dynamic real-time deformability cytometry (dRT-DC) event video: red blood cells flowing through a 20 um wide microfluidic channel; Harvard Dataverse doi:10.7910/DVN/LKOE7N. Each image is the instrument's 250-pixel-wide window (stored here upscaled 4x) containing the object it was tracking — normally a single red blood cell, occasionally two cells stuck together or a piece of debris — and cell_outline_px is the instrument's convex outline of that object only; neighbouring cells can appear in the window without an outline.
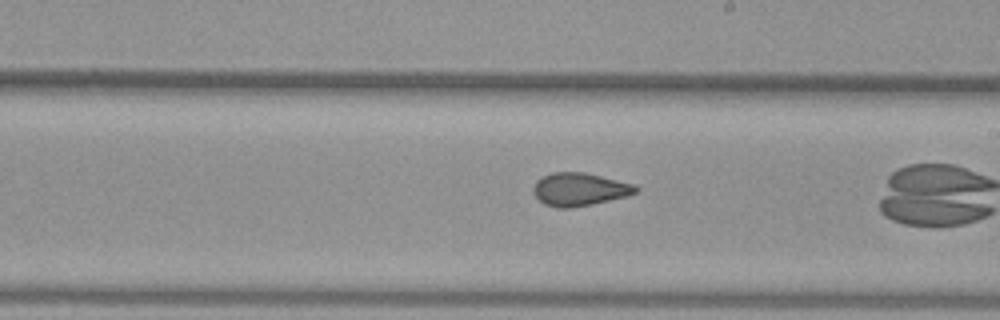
{"species": "common noctule bat (a hibernating species)", "species_latin": "Nyctalus noctula", "temperature_condition": "warm", "stored_images_in_passage": 31, "camera_frame_rate_fps": 3000, "um_per_image_px": 0.085, "animal": {"sex": "female", "body_mass_g": 29.2, "forearm_length_mm": 56.3}, "frame": {"image": 1, "passage_image": 22, "time_ms": 7.0, "image_size_px": [1000, 320], "cell_outline_px": [[640, 188], [636, 192], [628, 196], [592, 204], [572, 208], [556, 208], [544, 204], [532, 192], [532, 188], [536, 180], [552, 172], [584, 172], [636, 184]], "centroid_in_image_um": [49.27, 16.09], "position_along_channel_um": 239.7, "area_um2": 19.88}}